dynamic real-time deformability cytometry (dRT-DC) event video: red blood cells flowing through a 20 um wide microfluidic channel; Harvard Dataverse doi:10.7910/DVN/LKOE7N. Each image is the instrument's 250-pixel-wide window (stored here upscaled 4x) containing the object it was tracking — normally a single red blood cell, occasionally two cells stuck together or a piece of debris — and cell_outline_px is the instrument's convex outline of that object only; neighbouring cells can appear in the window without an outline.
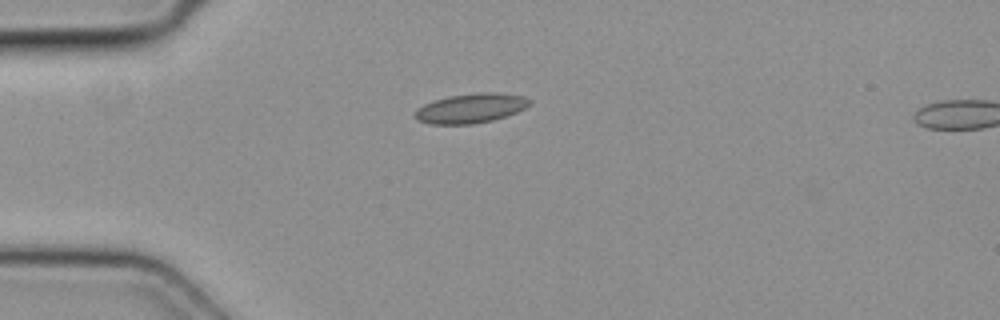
{"species": "common noctule bat (a hibernating species)", "species_latin": "Nyctalus noctula", "temperature_condition": "cold", "stored_images_in_passage": 2, "camera_frame_rate_fps": 3000, "um_per_image_px": 0.085, "animal": {"sex": "female", "body_mass_g": 19.3, "forearm_length_mm": 54.1}, "frame": {"image": 1, "passage_image": 1, "time_ms": 0.0, "image_size_px": [1000, 320], "cell_outline_px": [[532, 104], [516, 112], [492, 120], [472, 124], [428, 124], [416, 120], [416, 112], [424, 104], [448, 96], [480, 92], [496, 92], [524, 96], [532, 100]], "centroid_in_image_um": [40.05, 9.19], "position_along_channel_um": 44.9, "area_um2": 19.59}}